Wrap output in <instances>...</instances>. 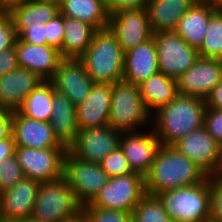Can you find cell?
<instances>
[{
    "mask_svg": "<svg viewBox=\"0 0 222 222\" xmlns=\"http://www.w3.org/2000/svg\"><path fill=\"white\" fill-rule=\"evenodd\" d=\"M16 146L29 148H67L54 135L49 122L38 121L13 111V130Z\"/></svg>",
    "mask_w": 222,
    "mask_h": 222,
    "instance_id": "ffe728a7",
    "label": "cell"
},
{
    "mask_svg": "<svg viewBox=\"0 0 222 222\" xmlns=\"http://www.w3.org/2000/svg\"><path fill=\"white\" fill-rule=\"evenodd\" d=\"M138 86L144 104L151 114L161 106L168 104L179 94L177 80L162 72L151 75Z\"/></svg>",
    "mask_w": 222,
    "mask_h": 222,
    "instance_id": "f1b7e54d",
    "label": "cell"
},
{
    "mask_svg": "<svg viewBox=\"0 0 222 222\" xmlns=\"http://www.w3.org/2000/svg\"><path fill=\"white\" fill-rule=\"evenodd\" d=\"M59 13L87 22L96 30H103L109 26L105 0H60Z\"/></svg>",
    "mask_w": 222,
    "mask_h": 222,
    "instance_id": "83f0119b",
    "label": "cell"
},
{
    "mask_svg": "<svg viewBox=\"0 0 222 222\" xmlns=\"http://www.w3.org/2000/svg\"><path fill=\"white\" fill-rule=\"evenodd\" d=\"M108 28L116 36L124 53L153 37L146 7L110 15Z\"/></svg>",
    "mask_w": 222,
    "mask_h": 222,
    "instance_id": "4fadbf2b",
    "label": "cell"
},
{
    "mask_svg": "<svg viewBox=\"0 0 222 222\" xmlns=\"http://www.w3.org/2000/svg\"><path fill=\"white\" fill-rule=\"evenodd\" d=\"M208 175L173 146L161 145L149 172L144 176L147 194L201 183Z\"/></svg>",
    "mask_w": 222,
    "mask_h": 222,
    "instance_id": "7a4b0ae2",
    "label": "cell"
},
{
    "mask_svg": "<svg viewBox=\"0 0 222 222\" xmlns=\"http://www.w3.org/2000/svg\"><path fill=\"white\" fill-rule=\"evenodd\" d=\"M149 131L122 132L119 146L127 158L131 171L143 177L149 172L161 144L150 128Z\"/></svg>",
    "mask_w": 222,
    "mask_h": 222,
    "instance_id": "2e32d148",
    "label": "cell"
},
{
    "mask_svg": "<svg viewBox=\"0 0 222 222\" xmlns=\"http://www.w3.org/2000/svg\"><path fill=\"white\" fill-rule=\"evenodd\" d=\"M112 84L94 83L87 98L76 106L79 131L108 125Z\"/></svg>",
    "mask_w": 222,
    "mask_h": 222,
    "instance_id": "d6986e66",
    "label": "cell"
},
{
    "mask_svg": "<svg viewBox=\"0 0 222 222\" xmlns=\"http://www.w3.org/2000/svg\"><path fill=\"white\" fill-rule=\"evenodd\" d=\"M16 143L13 134L0 141V161L15 155Z\"/></svg>",
    "mask_w": 222,
    "mask_h": 222,
    "instance_id": "f6af8a7d",
    "label": "cell"
},
{
    "mask_svg": "<svg viewBox=\"0 0 222 222\" xmlns=\"http://www.w3.org/2000/svg\"><path fill=\"white\" fill-rule=\"evenodd\" d=\"M197 0H147L146 9L153 33L174 31Z\"/></svg>",
    "mask_w": 222,
    "mask_h": 222,
    "instance_id": "603a6c76",
    "label": "cell"
},
{
    "mask_svg": "<svg viewBox=\"0 0 222 222\" xmlns=\"http://www.w3.org/2000/svg\"><path fill=\"white\" fill-rule=\"evenodd\" d=\"M131 215L132 222H174L157 196L151 194H146L141 199Z\"/></svg>",
    "mask_w": 222,
    "mask_h": 222,
    "instance_id": "1f68e13d",
    "label": "cell"
},
{
    "mask_svg": "<svg viewBox=\"0 0 222 222\" xmlns=\"http://www.w3.org/2000/svg\"><path fill=\"white\" fill-rule=\"evenodd\" d=\"M26 1L28 0H0V11L9 12L13 7Z\"/></svg>",
    "mask_w": 222,
    "mask_h": 222,
    "instance_id": "bcb514c9",
    "label": "cell"
},
{
    "mask_svg": "<svg viewBox=\"0 0 222 222\" xmlns=\"http://www.w3.org/2000/svg\"><path fill=\"white\" fill-rule=\"evenodd\" d=\"M215 13L206 0H197L178 22L174 32L198 49L205 39L210 17Z\"/></svg>",
    "mask_w": 222,
    "mask_h": 222,
    "instance_id": "cb8c5ba5",
    "label": "cell"
},
{
    "mask_svg": "<svg viewBox=\"0 0 222 222\" xmlns=\"http://www.w3.org/2000/svg\"><path fill=\"white\" fill-rule=\"evenodd\" d=\"M13 111L0 109V141L12 135Z\"/></svg>",
    "mask_w": 222,
    "mask_h": 222,
    "instance_id": "7bdbcfd3",
    "label": "cell"
},
{
    "mask_svg": "<svg viewBox=\"0 0 222 222\" xmlns=\"http://www.w3.org/2000/svg\"><path fill=\"white\" fill-rule=\"evenodd\" d=\"M52 104L53 110L49 124L57 139L68 147L79 132L76 106L66 95L56 92L54 87Z\"/></svg>",
    "mask_w": 222,
    "mask_h": 222,
    "instance_id": "d4e9b609",
    "label": "cell"
},
{
    "mask_svg": "<svg viewBox=\"0 0 222 222\" xmlns=\"http://www.w3.org/2000/svg\"><path fill=\"white\" fill-rule=\"evenodd\" d=\"M121 134L109 125L80 130L67 151L82 161L99 164L119 147Z\"/></svg>",
    "mask_w": 222,
    "mask_h": 222,
    "instance_id": "8fae6325",
    "label": "cell"
},
{
    "mask_svg": "<svg viewBox=\"0 0 222 222\" xmlns=\"http://www.w3.org/2000/svg\"><path fill=\"white\" fill-rule=\"evenodd\" d=\"M42 81L36 73L17 68L0 77V109L17 111Z\"/></svg>",
    "mask_w": 222,
    "mask_h": 222,
    "instance_id": "44dd1931",
    "label": "cell"
},
{
    "mask_svg": "<svg viewBox=\"0 0 222 222\" xmlns=\"http://www.w3.org/2000/svg\"><path fill=\"white\" fill-rule=\"evenodd\" d=\"M71 222H84V221H83L82 217L80 216L78 219H75Z\"/></svg>",
    "mask_w": 222,
    "mask_h": 222,
    "instance_id": "681fc988",
    "label": "cell"
},
{
    "mask_svg": "<svg viewBox=\"0 0 222 222\" xmlns=\"http://www.w3.org/2000/svg\"><path fill=\"white\" fill-rule=\"evenodd\" d=\"M144 177L138 173L110 177L96 197L82 207H95L132 213L146 195Z\"/></svg>",
    "mask_w": 222,
    "mask_h": 222,
    "instance_id": "52a82bcc",
    "label": "cell"
},
{
    "mask_svg": "<svg viewBox=\"0 0 222 222\" xmlns=\"http://www.w3.org/2000/svg\"><path fill=\"white\" fill-rule=\"evenodd\" d=\"M49 81L56 92L66 95L75 106L87 98L95 83L80 59H62Z\"/></svg>",
    "mask_w": 222,
    "mask_h": 222,
    "instance_id": "9a60e30c",
    "label": "cell"
},
{
    "mask_svg": "<svg viewBox=\"0 0 222 222\" xmlns=\"http://www.w3.org/2000/svg\"><path fill=\"white\" fill-rule=\"evenodd\" d=\"M153 37L159 72L172 79L177 80L199 59L197 49L189 46L174 31L153 33Z\"/></svg>",
    "mask_w": 222,
    "mask_h": 222,
    "instance_id": "9c48e42d",
    "label": "cell"
},
{
    "mask_svg": "<svg viewBox=\"0 0 222 222\" xmlns=\"http://www.w3.org/2000/svg\"><path fill=\"white\" fill-rule=\"evenodd\" d=\"M209 221L222 222V176H210Z\"/></svg>",
    "mask_w": 222,
    "mask_h": 222,
    "instance_id": "d590c367",
    "label": "cell"
},
{
    "mask_svg": "<svg viewBox=\"0 0 222 222\" xmlns=\"http://www.w3.org/2000/svg\"><path fill=\"white\" fill-rule=\"evenodd\" d=\"M16 39L13 19L9 12L0 11V52L14 47Z\"/></svg>",
    "mask_w": 222,
    "mask_h": 222,
    "instance_id": "8d00e7d4",
    "label": "cell"
},
{
    "mask_svg": "<svg viewBox=\"0 0 222 222\" xmlns=\"http://www.w3.org/2000/svg\"><path fill=\"white\" fill-rule=\"evenodd\" d=\"M24 177L16 155L0 161V193L14 187Z\"/></svg>",
    "mask_w": 222,
    "mask_h": 222,
    "instance_id": "d6a6232c",
    "label": "cell"
},
{
    "mask_svg": "<svg viewBox=\"0 0 222 222\" xmlns=\"http://www.w3.org/2000/svg\"><path fill=\"white\" fill-rule=\"evenodd\" d=\"M222 80V59H199L177 79L178 93L206 99Z\"/></svg>",
    "mask_w": 222,
    "mask_h": 222,
    "instance_id": "5bb4252c",
    "label": "cell"
},
{
    "mask_svg": "<svg viewBox=\"0 0 222 222\" xmlns=\"http://www.w3.org/2000/svg\"><path fill=\"white\" fill-rule=\"evenodd\" d=\"M204 127L208 130L214 141L222 147V110L206 107Z\"/></svg>",
    "mask_w": 222,
    "mask_h": 222,
    "instance_id": "74e56055",
    "label": "cell"
},
{
    "mask_svg": "<svg viewBox=\"0 0 222 222\" xmlns=\"http://www.w3.org/2000/svg\"><path fill=\"white\" fill-rule=\"evenodd\" d=\"M157 198L174 222H208L210 176L201 183L158 193Z\"/></svg>",
    "mask_w": 222,
    "mask_h": 222,
    "instance_id": "8992f818",
    "label": "cell"
},
{
    "mask_svg": "<svg viewBox=\"0 0 222 222\" xmlns=\"http://www.w3.org/2000/svg\"><path fill=\"white\" fill-rule=\"evenodd\" d=\"M9 14L13 19L17 37L32 23L44 24L59 14V2L55 0H28L13 7Z\"/></svg>",
    "mask_w": 222,
    "mask_h": 222,
    "instance_id": "4316f807",
    "label": "cell"
},
{
    "mask_svg": "<svg viewBox=\"0 0 222 222\" xmlns=\"http://www.w3.org/2000/svg\"><path fill=\"white\" fill-rule=\"evenodd\" d=\"M215 12L222 13V0H206Z\"/></svg>",
    "mask_w": 222,
    "mask_h": 222,
    "instance_id": "7dc6e473",
    "label": "cell"
},
{
    "mask_svg": "<svg viewBox=\"0 0 222 222\" xmlns=\"http://www.w3.org/2000/svg\"><path fill=\"white\" fill-rule=\"evenodd\" d=\"M197 51L199 57L222 59V13L215 12L210 17L205 39Z\"/></svg>",
    "mask_w": 222,
    "mask_h": 222,
    "instance_id": "4dcf8cb0",
    "label": "cell"
},
{
    "mask_svg": "<svg viewBox=\"0 0 222 222\" xmlns=\"http://www.w3.org/2000/svg\"><path fill=\"white\" fill-rule=\"evenodd\" d=\"M14 47L17 52L18 67L36 73L44 81H49L53 77L62 60L59 49L53 45H33L17 37Z\"/></svg>",
    "mask_w": 222,
    "mask_h": 222,
    "instance_id": "ac0fdd59",
    "label": "cell"
},
{
    "mask_svg": "<svg viewBox=\"0 0 222 222\" xmlns=\"http://www.w3.org/2000/svg\"><path fill=\"white\" fill-rule=\"evenodd\" d=\"M40 182L24 177L0 193L1 219L9 222L30 219Z\"/></svg>",
    "mask_w": 222,
    "mask_h": 222,
    "instance_id": "e0dca14e",
    "label": "cell"
},
{
    "mask_svg": "<svg viewBox=\"0 0 222 222\" xmlns=\"http://www.w3.org/2000/svg\"><path fill=\"white\" fill-rule=\"evenodd\" d=\"M216 175L222 176V153H221V163H220V166H219V169H218Z\"/></svg>",
    "mask_w": 222,
    "mask_h": 222,
    "instance_id": "c3c4849f",
    "label": "cell"
},
{
    "mask_svg": "<svg viewBox=\"0 0 222 222\" xmlns=\"http://www.w3.org/2000/svg\"><path fill=\"white\" fill-rule=\"evenodd\" d=\"M179 153L199 166L208 176L216 175L221 163L222 147L203 126L172 145Z\"/></svg>",
    "mask_w": 222,
    "mask_h": 222,
    "instance_id": "7c38bea8",
    "label": "cell"
},
{
    "mask_svg": "<svg viewBox=\"0 0 222 222\" xmlns=\"http://www.w3.org/2000/svg\"><path fill=\"white\" fill-rule=\"evenodd\" d=\"M18 38L23 42L33 45L46 44L44 24L32 23Z\"/></svg>",
    "mask_w": 222,
    "mask_h": 222,
    "instance_id": "60d3db41",
    "label": "cell"
},
{
    "mask_svg": "<svg viewBox=\"0 0 222 222\" xmlns=\"http://www.w3.org/2000/svg\"><path fill=\"white\" fill-rule=\"evenodd\" d=\"M18 68L15 47L0 52V77Z\"/></svg>",
    "mask_w": 222,
    "mask_h": 222,
    "instance_id": "b9f144b4",
    "label": "cell"
},
{
    "mask_svg": "<svg viewBox=\"0 0 222 222\" xmlns=\"http://www.w3.org/2000/svg\"><path fill=\"white\" fill-rule=\"evenodd\" d=\"M150 122L151 113L144 104L139 86L124 80L112 84L108 125L120 132H136L149 130Z\"/></svg>",
    "mask_w": 222,
    "mask_h": 222,
    "instance_id": "277c9868",
    "label": "cell"
},
{
    "mask_svg": "<svg viewBox=\"0 0 222 222\" xmlns=\"http://www.w3.org/2000/svg\"><path fill=\"white\" fill-rule=\"evenodd\" d=\"M80 60L95 83L114 84L123 80L124 51L109 28L94 33Z\"/></svg>",
    "mask_w": 222,
    "mask_h": 222,
    "instance_id": "3957f363",
    "label": "cell"
},
{
    "mask_svg": "<svg viewBox=\"0 0 222 222\" xmlns=\"http://www.w3.org/2000/svg\"><path fill=\"white\" fill-rule=\"evenodd\" d=\"M206 101L178 94L151 114V127L161 145L172 146L180 138L204 126Z\"/></svg>",
    "mask_w": 222,
    "mask_h": 222,
    "instance_id": "6da1fadb",
    "label": "cell"
},
{
    "mask_svg": "<svg viewBox=\"0 0 222 222\" xmlns=\"http://www.w3.org/2000/svg\"><path fill=\"white\" fill-rule=\"evenodd\" d=\"M53 84L50 81H42L33 89L17 110L21 115L49 122L53 110Z\"/></svg>",
    "mask_w": 222,
    "mask_h": 222,
    "instance_id": "f546056e",
    "label": "cell"
},
{
    "mask_svg": "<svg viewBox=\"0 0 222 222\" xmlns=\"http://www.w3.org/2000/svg\"><path fill=\"white\" fill-rule=\"evenodd\" d=\"M16 222H34V221L27 219V220H20V221H16Z\"/></svg>",
    "mask_w": 222,
    "mask_h": 222,
    "instance_id": "f907efd6",
    "label": "cell"
},
{
    "mask_svg": "<svg viewBox=\"0 0 222 222\" xmlns=\"http://www.w3.org/2000/svg\"><path fill=\"white\" fill-rule=\"evenodd\" d=\"M99 164L109 177L124 176L132 173L129 162L120 146L106 156Z\"/></svg>",
    "mask_w": 222,
    "mask_h": 222,
    "instance_id": "e575fe53",
    "label": "cell"
},
{
    "mask_svg": "<svg viewBox=\"0 0 222 222\" xmlns=\"http://www.w3.org/2000/svg\"><path fill=\"white\" fill-rule=\"evenodd\" d=\"M205 101L208 108L222 110V80L213 88Z\"/></svg>",
    "mask_w": 222,
    "mask_h": 222,
    "instance_id": "ee69618b",
    "label": "cell"
},
{
    "mask_svg": "<svg viewBox=\"0 0 222 222\" xmlns=\"http://www.w3.org/2000/svg\"><path fill=\"white\" fill-rule=\"evenodd\" d=\"M63 178L73 190L77 201L89 204L108 183L109 176L98 163L82 161L68 151L64 159Z\"/></svg>",
    "mask_w": 222,
    "mask_h": 222,
    "instance_id": "ba28073f",
    "label": "cell"
},
{
    "mask_svg": "<svg viewBox=\"0 0 222 222\" xmlns=\"http://www.w3.org/2000/svg\"><path fill=\"white\" fill-rule=\"evenodd\" d=\"M46 44L53 45L58 49L62 46L64 37L63 15L57 14L52 20L44 23Z\"/></svg>",
    "mask_w": 222,
    "mask_h": 222,
    "instance_id": "f35d334b",
    "label": "cell"
},
{
    "mask_svg": "<svg viewBox=\"0 0 222 222\" xmlns=\"http://www.w3.org/2000/svg\"><path fill=\"white\" fill-rule=\"evenodd\" d=\"M146 2L147 0H105V6L110 16L120 11L145 8Z\"/></svg>",
    "mask_w": 222,
    "mask_h": 222,
    "instance_id": "ab89813d",
    "label": "cell"
},
{
    "mask_svg": "<svg viewBox=\"0 0 222 222\" xmlns=\"http://www.w3.org/2000/svg\"><path fill=\"white\" fill-rule=\"evenodd\" d=\"M67 148H29L16 146L15 155L26 178L40 183L63 177Z\"/></svg>",
    "mask_w": 222,
    "mask_h": 222,
    "instance_id": "30bf717a",
    "label": "cell"
},
{
    "mask_svg": "<svg viewBox=\"0 0 222 222\" xmlns=\"http://www.w3.org/2000/svg\"><path fill=\"white\" fill-rule=\"evenodd\" d=\"M63 26L64 37L59 48L62 59H80L97 30L89 23L69 16H63Z\"/></svg>",
    "mask_w": 222,
    "mask_h": 222,
    "instance_id": "484cf974",
    "label": "cell"
},
{
    "mask_svg": "<svg viewBox=\"0 0 222 222\" xmlns=\"http://www.w3.org/2000/svg\"><path fill=\"white\" fill-rule=\"evenodd\" d=\"M158 72L154 37L124 53L123 80L125 82L139 85Z\"/></svg>",
    "mask_w": 222,
    "mask_h": 222,
    "instance_id": "7402d4cb",
    "label": "cell"
},
{
    "mask_svg": "<svg viewBox=\"0 0 222 222\" xmlns=\"http://www.w3.org/2000/svg\"><path fill=\"white\" fill-rule=\"evenodd\" d=\"M81 217L84 222H132L131 213L95 207H82Z\"/></svg>",
    "mask_w": 222,
    "mask_h": 222,
    "instance_id": "836d02e7",
    "label": "cell"
},
{
    "mask_svg": "<svg viewBox=\"0 0 222 222\" xmlns=\"http://www.w3.org/2000/svg\"><path fill=\"white\" fill-rule=\"evenodd\" d=\"M81 211L82 205L62 177L40 184L30 220L34 222H71L81 216Z\"/></svg>",
    "mask_w": 222,
    "mask_h": 222,
    "instance_id": "5b68a950",
    "label": "cell"
}]
</instances>
